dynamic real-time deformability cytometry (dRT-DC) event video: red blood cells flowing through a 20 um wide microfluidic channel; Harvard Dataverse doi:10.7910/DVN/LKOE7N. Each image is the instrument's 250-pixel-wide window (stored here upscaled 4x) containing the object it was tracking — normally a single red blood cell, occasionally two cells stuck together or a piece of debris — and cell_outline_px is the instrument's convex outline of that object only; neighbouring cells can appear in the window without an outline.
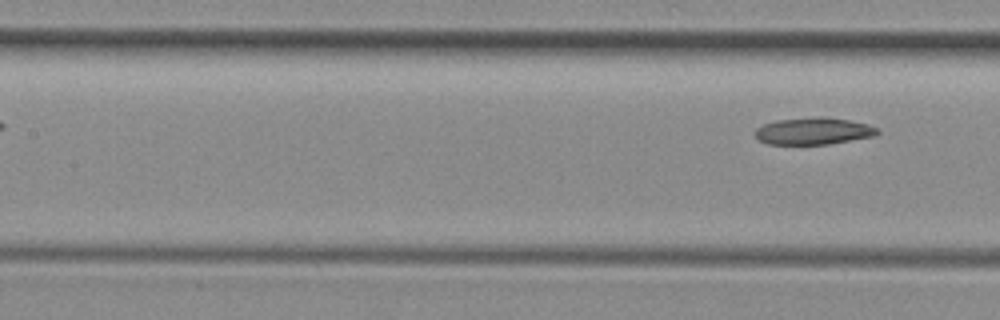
{"species": "common noctule bat (a hibernating species)", "species_latin": "Nyctalus noctula", "temperature_condition": "room temperature", "stored_images_in_passage": 6, "segment_of_instrument_passage": [2, 2], "camera_frame_rate_fps": 3000, "um_per_image_px": 0.085, "animal": {"sex": "female", "body_mass_g": 29.2, "forearm_length_mm": 56.3}, "frame": {"image": 1, "passage_image": 6, "time_ms": 1.667, "image_size_px": [1000, 320], "cell_outline_px": [[880, 132], [872, 136], [828, 144], [768, 144], [760, 140], [756, 136], [756, 128], [764, 124], [776, 120], [816, 116], [824, 116], [848, 120], [868, 124], [876, 128]], "centroid_in_image_um": [69.13, 11.13], "position_along_channel_um": 138.3, "area_um2": 19.07}}